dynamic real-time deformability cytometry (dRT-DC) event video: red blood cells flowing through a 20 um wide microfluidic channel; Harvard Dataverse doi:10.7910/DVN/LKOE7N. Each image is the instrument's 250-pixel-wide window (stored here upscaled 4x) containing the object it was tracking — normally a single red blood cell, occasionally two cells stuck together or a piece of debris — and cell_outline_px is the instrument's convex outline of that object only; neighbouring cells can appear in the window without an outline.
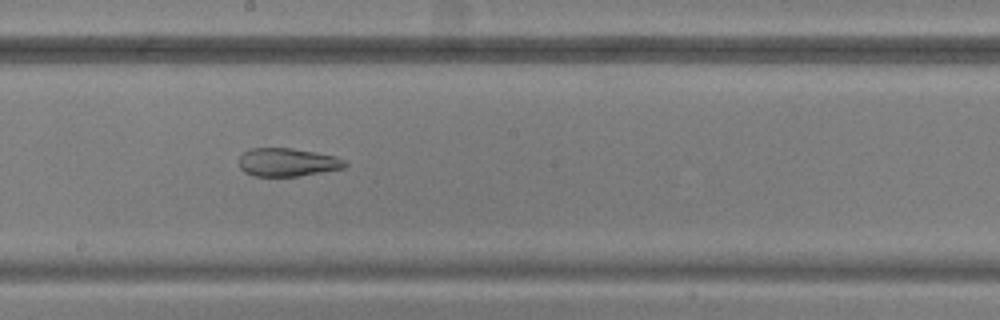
{"species": "common noctule bat (a hibernating species)", "species_latin": "Nyctalus noctula", "temperature_condition": "warm", "stored_images_in_passage": 20, "camera_frame_rate_fps": 3000, "um_per_image_px": 0.085, "animal": {"sex": "male", "body_mass_g": 20.5, "forearm_length_mm": 52.5}, "frame": {"image": 1, "passage_image": 16, "time_ms": 5.0, "image_size_px": [1000, 320], "cell_outline_px": [[348, 164], [344, 168], [296, 176], [252, 176], [244, 172], [240, 168], [240, 156], [244, 152], [252, 148], [292, 148], [336, 156], [344, 160]], "centroid_in_image_um": [24.42, 13.79], "position_along_channel_um": 223.8, "area_um2": 17.34}}